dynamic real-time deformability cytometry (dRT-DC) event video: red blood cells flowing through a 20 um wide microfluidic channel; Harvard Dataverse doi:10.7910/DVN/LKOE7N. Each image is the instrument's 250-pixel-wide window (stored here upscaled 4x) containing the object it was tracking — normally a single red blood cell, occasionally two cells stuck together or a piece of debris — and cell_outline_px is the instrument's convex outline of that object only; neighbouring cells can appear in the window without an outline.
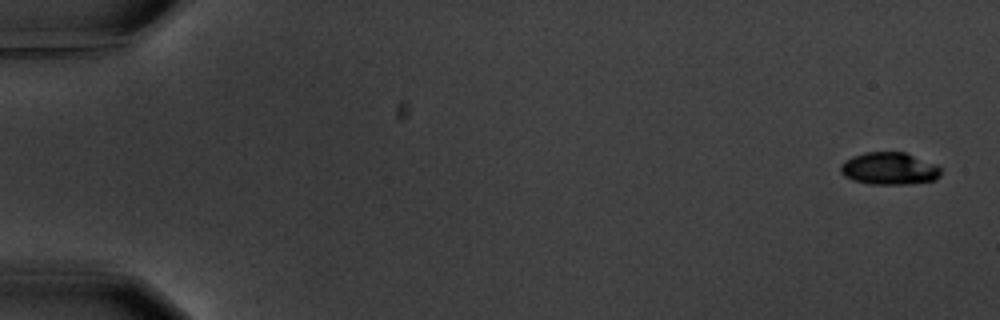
{"species": "common noctule bat (a hibernating species)", "species_latin": "Nyctalus noctula", "temperature_condition": "warm", "stored_images_in_passage": 5, "camera_frame_rate_fps": 3000, "um_per_image_px": 0.085, "animal": {"sex": "male", "body_mass_g": 20.1, "forearm_length_mm": 53.5}, "frame": {"image": 1, "passage_image": 1, "time_ms": 0.0, "image_size_px": [1000, 320], "cell_outline_px": [[940, 176], [936, 180], [908, 184], [872, 184], [852, 180], [844, 176], [840, 172], [840, 164], [844, 160], [852, 156], [864, 152], [904, 152], [936, 164], [940, 168]], "centroid_in_image_um": [75.56, 14.33], "position_along_channel_um": 9.4, "area_um2": 19.02}}
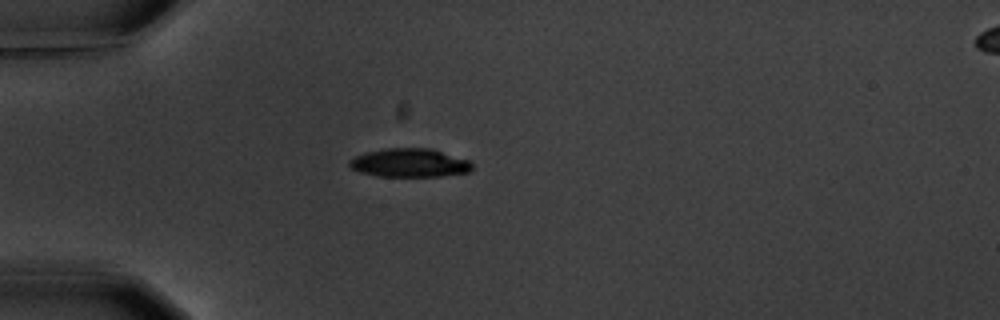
{"frame": {"image": 2, "passage_image": 5, "time_ms": 5.0, "image_size_px": [1000, 320], "cell_outline_px": [[472, 172], [440, 176], [376, 176], [360, 172], [352, 168], [348, 164], [348, 160], [364, 152], [388, 148], [432, 148], [468, 160], [472, 164]], "centroid_in_image_um": [34.81, 13.84], "position_along_channel_um": 50.2, "area_um2": 20.52}}